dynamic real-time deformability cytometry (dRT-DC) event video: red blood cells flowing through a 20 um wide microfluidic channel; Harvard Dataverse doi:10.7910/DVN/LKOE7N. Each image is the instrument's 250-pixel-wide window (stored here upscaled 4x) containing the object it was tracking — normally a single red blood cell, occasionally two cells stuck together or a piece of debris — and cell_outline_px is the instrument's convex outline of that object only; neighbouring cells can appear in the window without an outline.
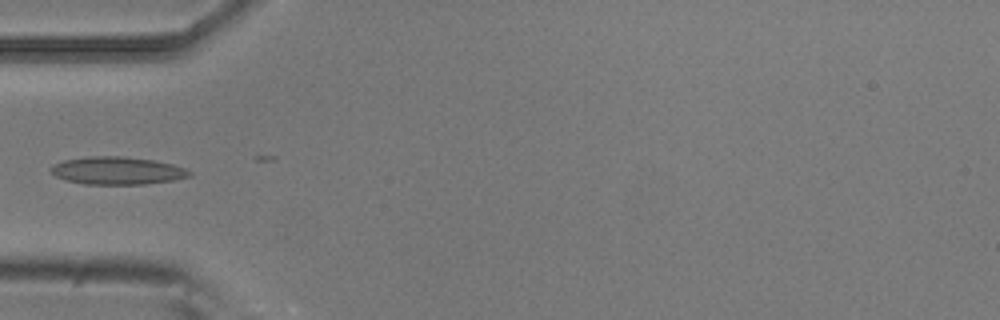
{"species": "common noctule bat (a hibernating species)", "species_latin": "Nyctalus noctula", "temperature_condition": "room temperature", "stored_images_in_passage": 5, "camera_frame_rate_fps": 3000, "um_per_image_px": 0.085, "animal": {"sex": "male", "body_mass_g": 20.5, "forearm_length_mm": 52.5}, "frame": {"image": 1, "passage_image": 5, "time_ms": 1.333, "image_size_px": [1000, 320], "cell_outline_px": [[192, 176], [172, 180], [144, 184], [84, 184], [64, 180], [56, 176], [52, 172], [52, 168], [56, 164], [64, 160], [88, 156], [120, 156], [152, 160], [172, 164], [184, 168], [192, 172]], "centroid_in_image_um": [9.98, 14.51], "position_along_channel_um": 75.0, "area_um2": 22.14}}